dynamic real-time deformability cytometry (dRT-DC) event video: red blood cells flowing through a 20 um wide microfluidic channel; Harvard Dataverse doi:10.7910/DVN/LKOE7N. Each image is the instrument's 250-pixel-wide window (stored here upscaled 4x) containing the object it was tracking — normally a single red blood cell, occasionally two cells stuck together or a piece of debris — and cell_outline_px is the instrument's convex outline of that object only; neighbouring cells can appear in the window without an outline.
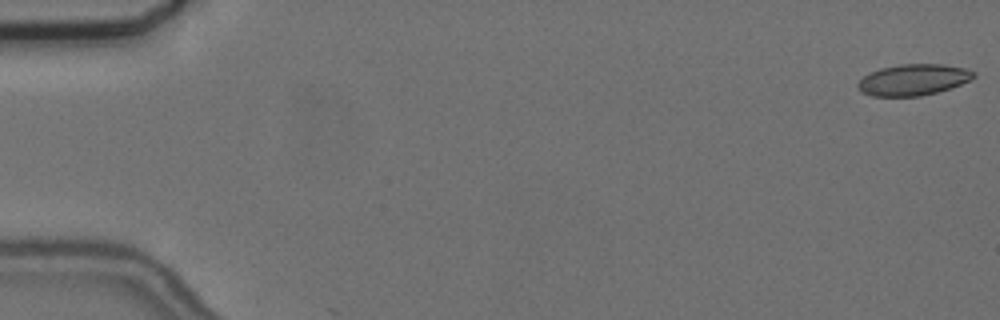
{"species": "common noctule bat (a hibernating species)", "species_latin": "Nyctalus noctula", "temperature_condition": "cold", "stored_images_in_passage": 4, "camera_frame_rate_fps": 3000, "um_per_image_px": 0.085, "animal": {"sex": "female", "body_mass_g": 24.6, "forearm_length_mm": 56.2}, "frame": {"image": 1, "passage_image": 1, "time_ms": 0.0, "image_size_px": [1000, 320], "cell_outline_px": [[976, 76], [952, 88], [920, 96], [872, 96], [860, 92], [856, 88], [856, 84], [864, 76], [880, 68], [900, 64], [944, 64], [964, 68], [976, 72]], "centroid_in_image_um": [77.61, 6.78], "position_along_channel_um": 7.4, "area_um2": 21.1}}